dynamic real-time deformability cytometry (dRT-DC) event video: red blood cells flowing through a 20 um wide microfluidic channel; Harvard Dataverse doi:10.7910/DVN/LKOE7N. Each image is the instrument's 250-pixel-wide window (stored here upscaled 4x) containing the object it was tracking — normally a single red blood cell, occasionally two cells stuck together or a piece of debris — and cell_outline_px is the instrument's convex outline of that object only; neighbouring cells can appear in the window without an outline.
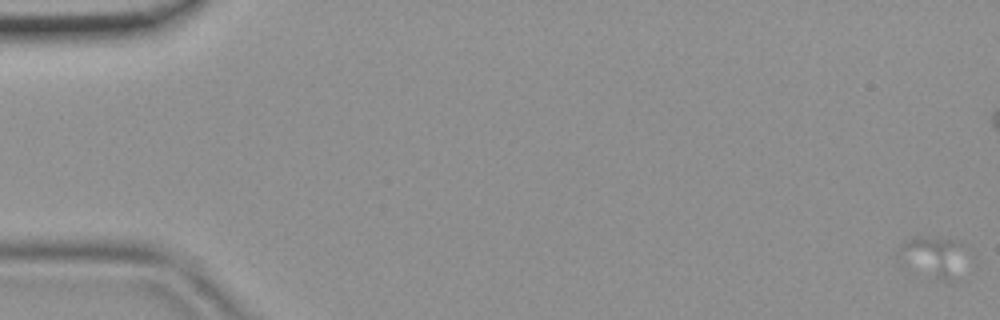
{"species": "common noctule bat (a hibernating species)", "species_latin": "Nyctalus noctula", "temperature_condition": "room temperature", "stored_images_in_passage": 39, "camera_frame_rate_fps": 3000, "um_per_image_px": 0.085, "animal": {"sex": "female", "body_mass_g": 19.9}, "frame": {"image": 1, "passage_image": 1, "time_ms": 0.0, "image_size_px": [1000, 320], "cell_outline_px": [[960, 244], [952, 280], [940, 280], [904, 248], [904, 244], [908, 240], [920, 236], [960, 240]], "centroid_in_image_um": [79.51, 21.65], "position_along_channel_um": 5.5, "area_um2": 11.68}}
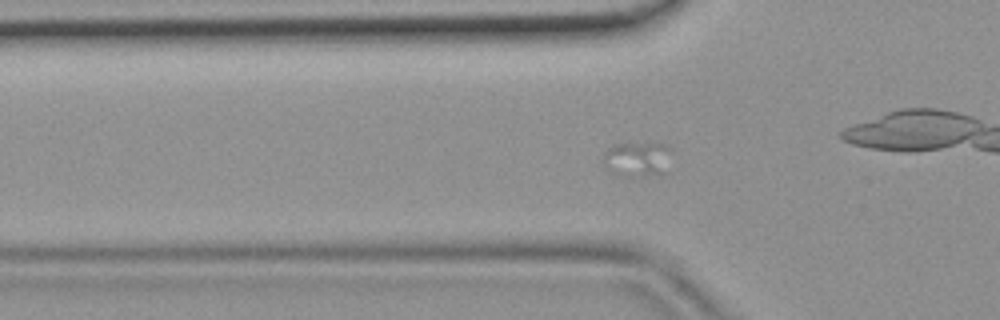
{"frame": {"image": 2, "passage_image": 18, "time_ms": 5.667, "image_size_px": [1000, 320], "cell_outline_px": [[672, 148], [664, 172], [640, 176], [624, 176], [604, 164], [600, 160], [604, 152], [608, 148], [616, 144], [664, 144]], "centroid_in_image_um": [54.15, 13.5], "position_along_channel_um": 71.6, "area_um2": 13.35}}